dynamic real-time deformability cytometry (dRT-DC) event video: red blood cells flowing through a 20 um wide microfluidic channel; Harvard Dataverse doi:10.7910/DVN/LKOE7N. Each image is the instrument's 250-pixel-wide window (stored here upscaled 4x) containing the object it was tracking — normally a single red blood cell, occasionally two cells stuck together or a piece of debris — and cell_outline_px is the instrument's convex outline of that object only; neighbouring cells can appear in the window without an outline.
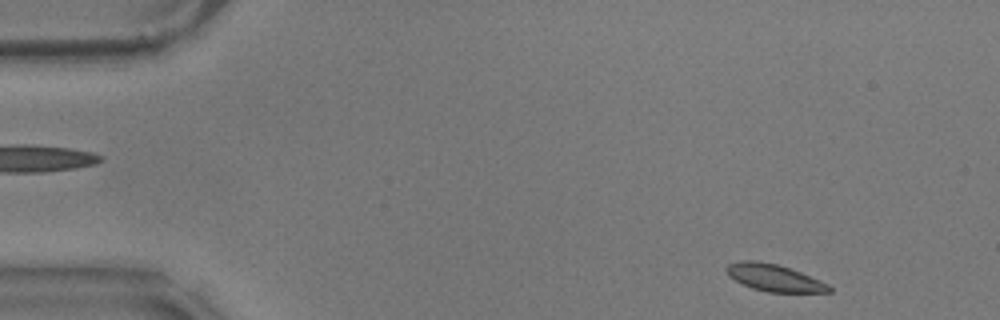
{"species": "common noctule bat (a hibernating species)", "species_latin": "Nyctalus noctula", "temperature_condition": "warm", "stored_images_in_passage": 54, "camera_frame_rate_fps": 3000, "um_per_image_px": 0.085, "animal": {"sex": "male", "body_mass_g": 17.9}, "frame": {"image": 1, "passage_image": 2, "time_ms": 0.333, "image_size_px": [1000, 320], "cell_outline_px": [[832, 292], [768, 292], [752, 288], [740, 284], [728, 276], [724, 268], [728, 264], [744, 260], [756, 260], [776, 264], [800, 272], [820, 280], [828, 284], [832, 288]], "centroid_in_image_um": [65.76, 23.61], "position_along_channel_um": 19.2, "area_um2": 16.18}}
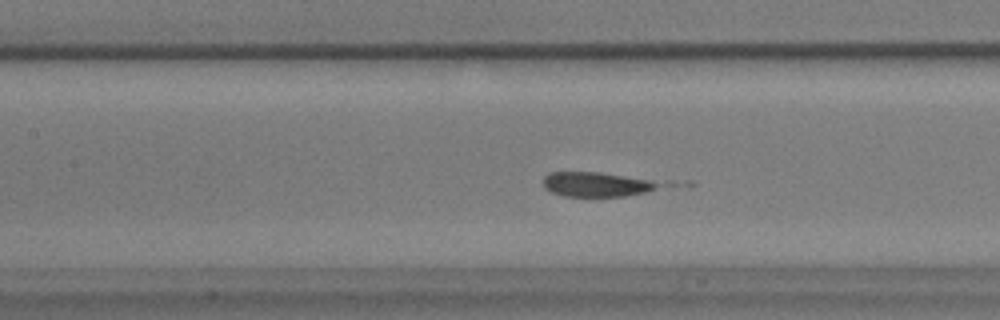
{"frame": {"image": 2, "passage_image": 22, "time_ms": 7.0, "image_size_px": [1000, 320], "cell_outline_px": [[660, 184], [644, 192], [624, 196], [564, 196], [552, 192], [544, 188], [544, 176], [548, 172], [600, 172], [648, 180]], "centroid_in_image_um": [50.56, 15.66], "position_along_channel_um": 156.8, "area_um2": 16.07}}
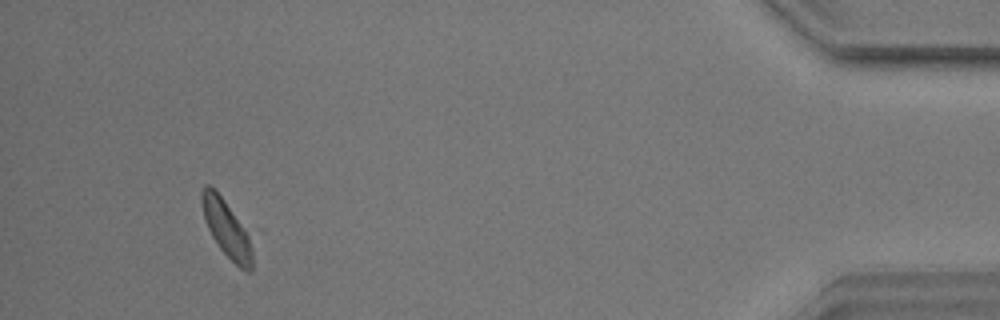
{"frame": {"image": 3, "passage_image": 50, "time_ms": 16.333, "image_size_px": [1000, 320], "cell_outline_px": [[252, 272], [248, 272], [240, 268], [220, 248], [212, 236], [204, 220], [200, 200], [200, 192], [204, 184], [208, 184], [224, 200], [252, 232]], "centroid_in_image_um": [19.3, 19.42], "position_along_channel_um": 415.9, "area_um2": 17.34}}